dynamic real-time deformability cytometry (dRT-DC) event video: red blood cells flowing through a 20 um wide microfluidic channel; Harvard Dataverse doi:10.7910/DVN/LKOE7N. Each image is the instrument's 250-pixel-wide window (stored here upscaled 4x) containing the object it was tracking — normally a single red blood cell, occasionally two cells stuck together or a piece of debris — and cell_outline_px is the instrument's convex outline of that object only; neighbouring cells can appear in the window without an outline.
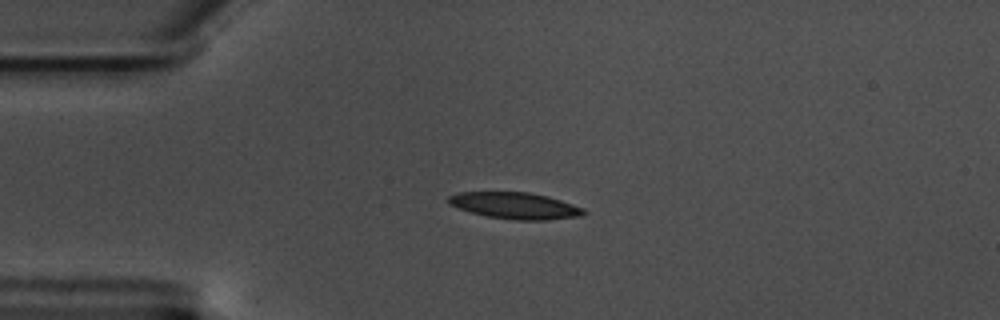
{"species": "common noctule bat (a hibernating species)", "species_latin": "Nyctalus noctula", "temperature_condition": "warm", "stored_images_in_passage": 58, "camera_frame_rate_fps": 3000, "um_per_image_px": 0.085, "animal": {"sex": "male", "body_mass_g": 17.5, "forearm_length_mm": 52.3}, "frame": {"image": 1, "passage_image": 14, "time_ms": 4.333, "image_size_px": [1000, 320], "cell_outline_px": [[588, 212], [584, 216], [544, 220], [516, 220], [488, 216], [472, 212], [448, 204], [448, 196], [460, 192], [528, 192], [548, 196], [584, 208]], "centroid_in_image_um": [43.83, 17.48], "position_along_channel_um": 41.2, "area_um2": 20.81}}
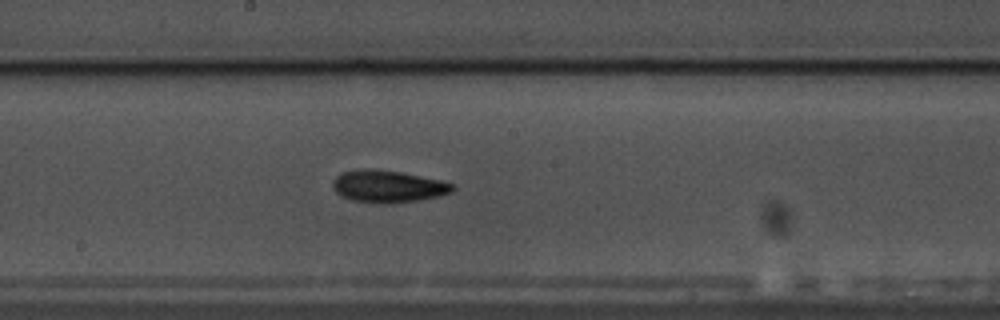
{"frame": {"image": 2, "passage_image": 31, "time_ms": 10.0, "image_size_px": [1000, 320], "cell_outline_px": [[456, 188], [452, 192], [440, 196], [392, 204], [384, 204], [352, 200], [340, 196], [332, 188], [332, 180], [340, 172], [360, 168], [376, 168], [400, 172], [440, 180], [456, 184]], "centroid_in_image_um": [32.95, 15.83], "position_along_channel_um": 215.2, "area_um2": 22.89}}
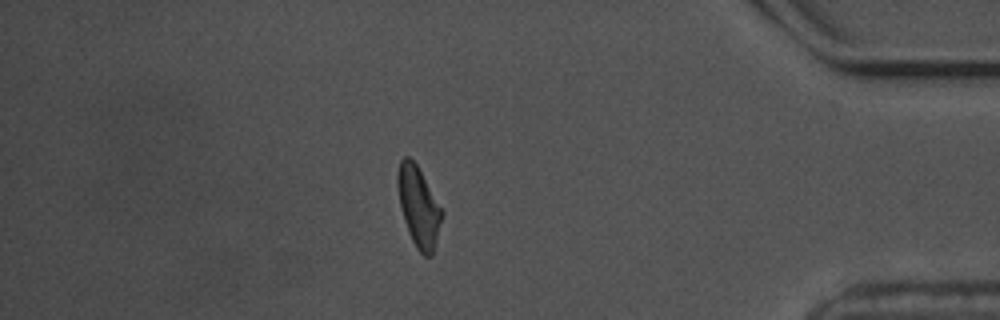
{"frame": {"image": 3, "passage_image": 50, "time_ms": 16.333, "image_size_px": [1000, 320], "cell_outline_px": [[444, 212], [432, 256], [424, 256], [416, 248], [408, 232], [404, 220], [400, 204], [396, 184], [396, 172], [400, 160], [404, 156], [408, 156], [416, 164]], "centroid_in_image_um": [35.56, 17.56], "position_along_channel_um": 399.6, "area_um2": 20.63}, "authors_computed_cell_mechanics": {"area_um2": 20.5768, "velocity_mm_per_s": 3.5126, "shape_relaxation_time_tau1_ms": 5.4508, "shape_relaxation_time_tau2_ms": 5.724, "deformation_change_tau1": 0.1238, "deformation_change_tau2": 0.132}}